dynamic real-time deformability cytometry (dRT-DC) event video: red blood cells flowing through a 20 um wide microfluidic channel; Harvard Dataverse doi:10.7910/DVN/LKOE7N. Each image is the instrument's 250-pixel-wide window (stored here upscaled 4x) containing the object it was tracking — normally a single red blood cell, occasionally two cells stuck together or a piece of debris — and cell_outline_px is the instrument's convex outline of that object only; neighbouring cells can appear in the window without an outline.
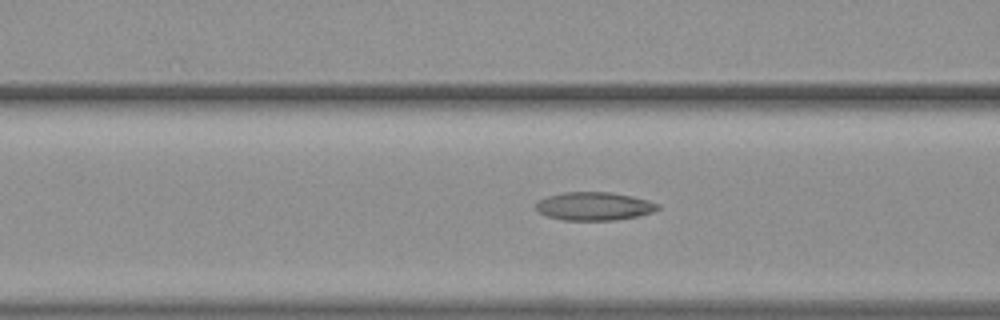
{"species": "common noctule bat (a hibernating species)", "species_latin": "Nyctalus noctula", "temperature_condition": "warm", "stored_images_in_passage": 21, "camera_frame_rate_fps": 3000, "um_per_image_px": 0.085, "animal": {"sex": "female", "body_mass_g": 19.3, "forearm_length_mm": 54.1}, "frame": {"image": 1, "passage_image": 16, "time_ms": 5.0, "image_size_px": [1000, 320], "cell_outline_px": [[660, 208], [652, 212], [636, 216], [616, 220], [564, 220], [548, 216], [540, 212], [536, 208], [536, 204], [540, 200], [548, 196], [564, 192], [608, 192], [632, 196], [648, 200], [660, 204]], "centroid_in_image_um": [50.53, 17.52], "position_along_channel_um": 116.1, "area_um2": 19.88}}
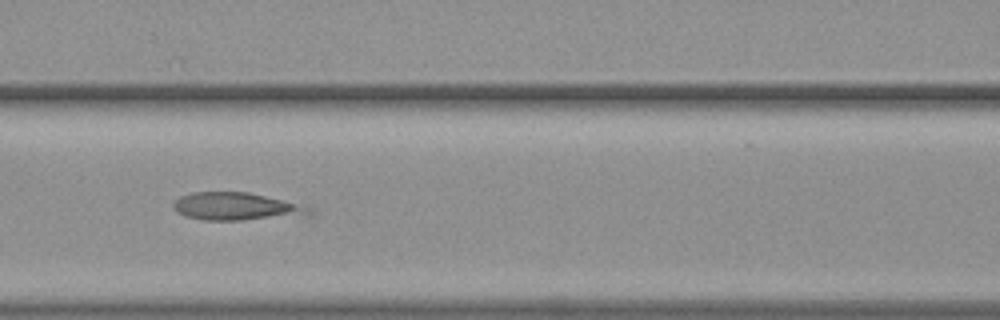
{"frame": {"image": 2, "passage_image": 18, "time_ms": 5.667, "image_size_px": [1000, 320], "cell_outline_px": [[312, 216], [244, 220], [204, 220], [184, 216], [176, 212], [172, 208], [172, 204], [180, 196], [192, 192], [248, 192], [312, 208]], "centroid_in_image_um": [20.07, 17.57], "position_along_channel_um": 146.5, "area_um2": 22.08}}